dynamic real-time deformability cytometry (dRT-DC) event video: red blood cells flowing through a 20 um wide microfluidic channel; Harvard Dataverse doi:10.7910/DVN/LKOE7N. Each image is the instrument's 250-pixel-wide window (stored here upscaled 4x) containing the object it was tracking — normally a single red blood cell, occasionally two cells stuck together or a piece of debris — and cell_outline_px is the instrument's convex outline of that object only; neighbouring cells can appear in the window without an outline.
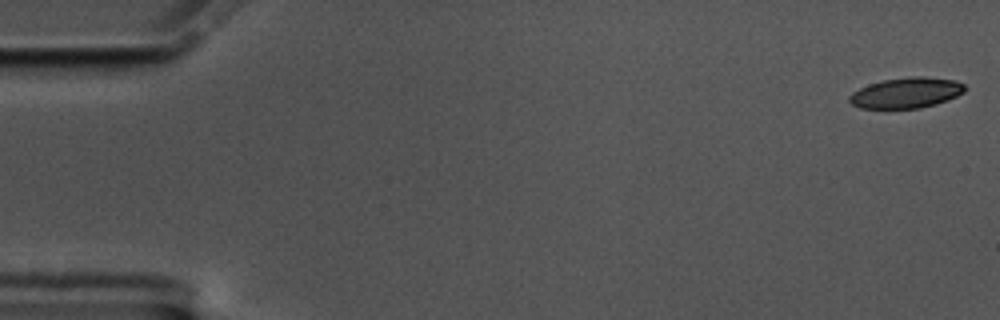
{"species": "common noctule bat (a hibernating species)", "species_latin": "Nyctalus noctula", "temperature_condition": "cold", "stored_images_in_passage": 58, "camera_frame_rate_fps": 3000, "um_per_image_px": 0.085, "animal": {"sex": "male", "body_mass_g": 17.5, "forearm_length_mm": 52.3}, "frame": {"image": 1, "passage_image": 1, "time_ms": 0.0, "image_size_px": [1000, 320], "cell_outline_px": [[964, 92], [948, 100], [936, 104], [920, 108], [860, 108], [852, 104], [848, 100], [848, 96], [852, 92], [868, 84], [884, 80], [912, 76], [924, 76], [952, 80], [964, 84]], "centroid_in_image_um": [77.01, 7.89], "position_along_channel_um": 8.0, "area_um2": 20.46}}
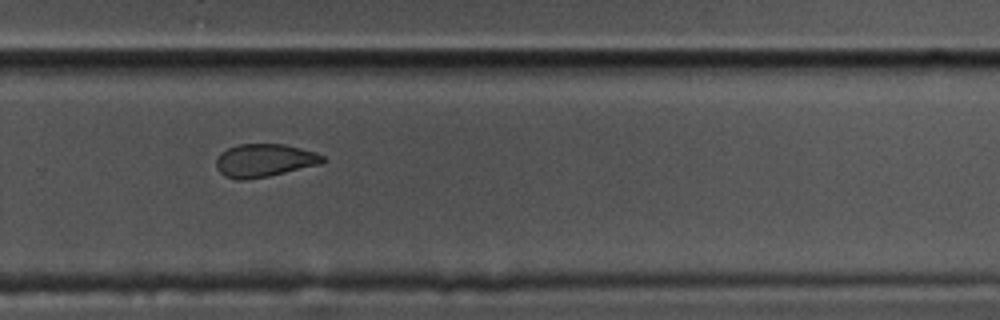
{"frame": {"image": 2, "passage_image": 39, "time_ms": 12.667, "image_size_px": [1000, 320], "cell_outline_px": [[328, 160], [320, 164], [268, 176], [244, 180], [240, 180], [224, 176], [216, 168], [216, 160], [220, 152], [228, 148], [240, 144], [284, 144], [316, 152], [324, 156]], "centroid_in_image_um": [22.47, 13.63], "position_along_channel_um": 307.3, "area_um2": 20.52}}
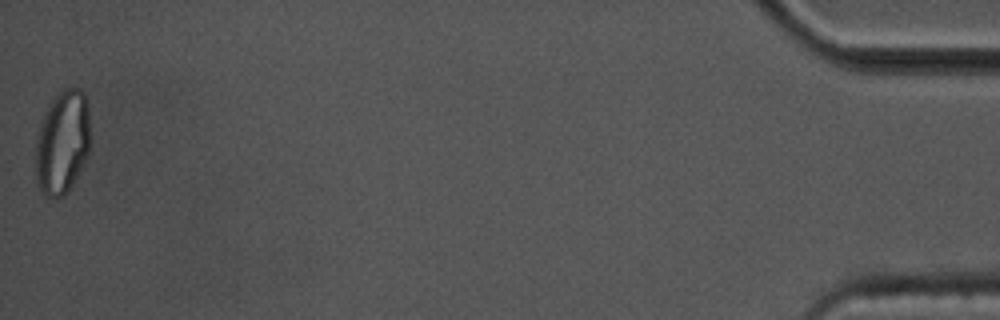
{"frame": {"image": 3, "passage_image": 58, "time_ms": 19.0, "image_size_px": [1000, 320], "cell_outline_px": [[92, 136], [88, 156], [72, 184], [64, 196], [56, 200], [44, 196], [36, 180], [36, 144], [40, 124], [44, 112], [52, 100], [64, 88], [80, 88], [84, 92], [88, 104]], "centroid_in_image_um": [5.34, 12.1], "position_along_channel_um": 429.9, "area_um2": 33.7}, "authors_computed_cell_mechanics": {"area_um2": 21.5016, "velocity_mm_per_s": 3.4538, "shape_relaxation_time_tau1_ms": null, "shape_relaxation_time_tau2_ms": 4.0929, "deformation_change_tau1": null, "deformation_change_tau2": 0.1061}}